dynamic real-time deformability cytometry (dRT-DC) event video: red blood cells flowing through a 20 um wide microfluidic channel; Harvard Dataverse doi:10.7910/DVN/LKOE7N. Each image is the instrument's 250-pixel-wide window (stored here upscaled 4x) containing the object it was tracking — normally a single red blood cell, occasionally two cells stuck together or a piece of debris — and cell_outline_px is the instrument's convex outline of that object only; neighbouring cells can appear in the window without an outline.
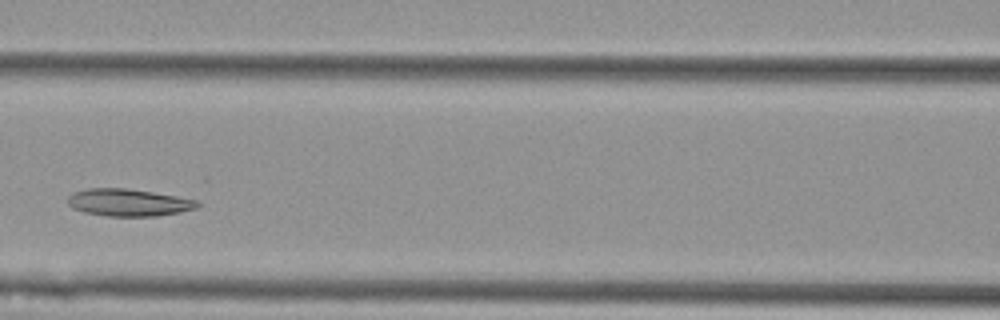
{"species": "Egyptian fruit bat (a non-hibernating species)", "species_latin": "Rousettus aegyptiacus", "temperature_condition": "cold", "stored_images_in_passage": 9, "camera_frame_rate_fps": 3000, "um_per_image_px": 0.085, "animal": {"sex": "female"}, "frame": {"image": 1, "passage_image": 8, "time_ms": 2.333, "image_size_px": [1000, 320], "cell_outline_px": [[200, 204], [196, 208], [180, 212], [156, 216], [108, 216], [84, 212], [72, 208], [68, 204], [68, 196], [72, 192], [88, 188], [128, 188], [200, 200]], "centroid_in_image_um": [10.92, 17.21], "position_along_channel_um": 155.7, "area_um2": 20.69}}
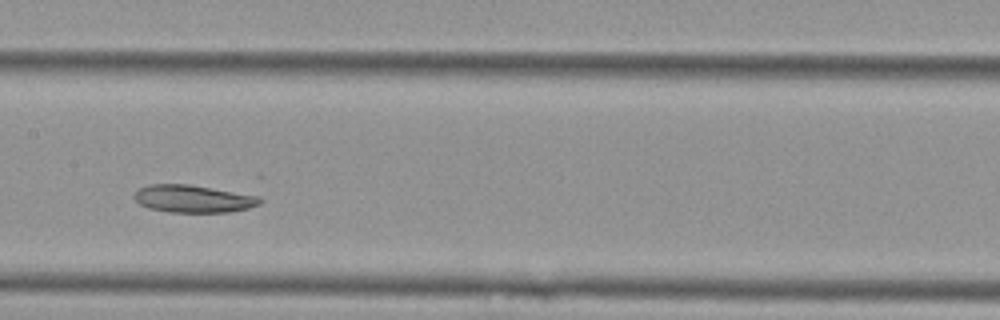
{"frame": {"image": 2, "passage_image": 9, "time_ms": 2.667, "image_size_px": [1000, 320], "cell_outline_px": [[264, 200], [260, 204], [248, 208], [228, 212], [168, 212], [148, 208], [140, 204], [132, 196], [136, 188], [148, 184], [188, 184], [260, 196]], "centroid_in_image_um": [16.39, 16.89], "position_along_channel_um": 191.0, "area_um2": 20.35}}